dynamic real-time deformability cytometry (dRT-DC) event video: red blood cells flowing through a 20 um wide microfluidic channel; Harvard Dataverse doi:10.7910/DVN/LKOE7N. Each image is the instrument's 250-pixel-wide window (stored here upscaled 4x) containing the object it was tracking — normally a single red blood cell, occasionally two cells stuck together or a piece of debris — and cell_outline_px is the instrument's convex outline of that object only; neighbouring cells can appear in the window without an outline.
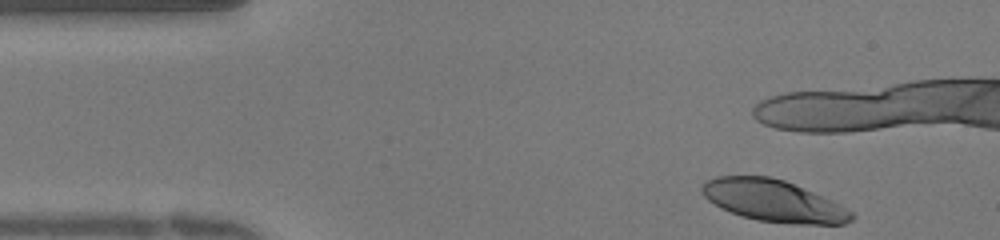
{"species": "human", "species_latin": "Homo sapiens", "temperature_condition": "warm", "stored_images_in_passage": 26, "camera_frame_rate_fps": 3000, "um_per_image_px": 0.085, "donor": {"sex": "female"}, "frame": {"image": 1, "passage_image": 1, "time_ms": 0.0, "image_size_px": [1000, 240], "cell_outline_px": [[852, 216], [848, 220], [840, 224], [820, 224], [764, 220], [744, 216], [732, 212], [716, 204], [704, 192], [704, 188], [712, 180], [728, 176], [764, 176], [780, 180], [792, 184], [800, 188]], "centroid_in_image_um": [65.62, 17.06], "position_along_channel_um": 19.4, "area_um2": 32.6}}
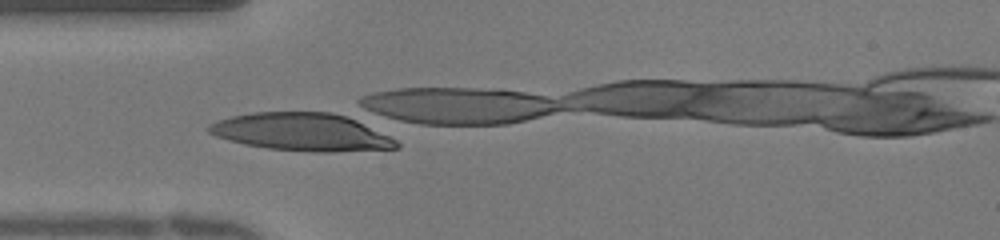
{"frame": {"image": 2, "passage_image": 8, "time_ms": 2.333, "image_size_px": [1000, 240], "cell_outline_px": [[396, 148], [276, 148], [252, 144], [236, 140], [212, 132], [216, 124], [224, 120], [240, 116], [264, 112], [324, 112], [344, 116], [392, 140], [396, 144]], "centroid_in_image_um": [25.63, 11.15], "position_along_channel_um": 59.4, "area_um2": 35.95}}